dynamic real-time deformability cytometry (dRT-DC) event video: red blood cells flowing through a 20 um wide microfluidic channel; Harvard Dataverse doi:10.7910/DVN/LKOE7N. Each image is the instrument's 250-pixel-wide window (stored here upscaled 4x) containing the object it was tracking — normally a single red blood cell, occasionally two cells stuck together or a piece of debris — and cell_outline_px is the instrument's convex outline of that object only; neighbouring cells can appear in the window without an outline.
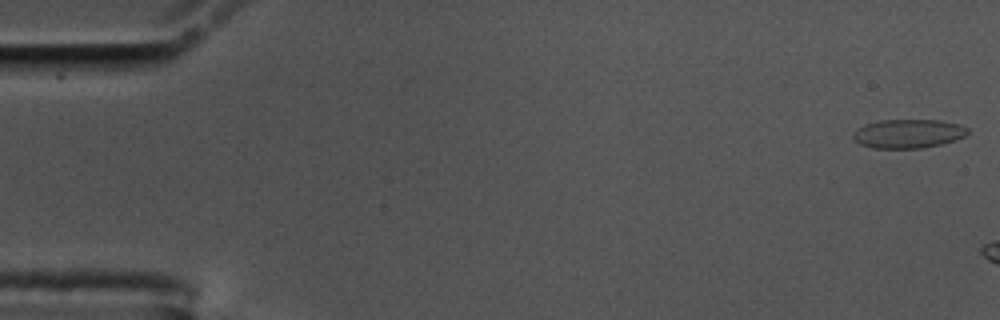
{"species": "common noctule bat (a hibernating species)", "species_latin": "Nyctalus noctula", "temperature_condition": "cold", "stored_images_in_passage": 7, "camera_frame_rate_fps": 3000, "um_per_image_px": 0.085, "animal": {"sex": "male", "body_mass_g": 17.5, "forearm_length_mm": 52.3}, "frame": {"image": 1, "passage_image": 1, "time_ms": 0.0, "image_size_px": [1000, 320], "cell_outline_px": [[968, 132], [964, 136], [956, 140], [940, 144], [920, 148], [872, 148], [860, 144], [852, 136], [852, 132], [864, 124], [880, 120], [940, 120], [960, 124], [968, 128]], "centroid_in_image_um": [77.19, 11.35], "position_along_channel_um": 7.8, "area_um2": 19.31}}